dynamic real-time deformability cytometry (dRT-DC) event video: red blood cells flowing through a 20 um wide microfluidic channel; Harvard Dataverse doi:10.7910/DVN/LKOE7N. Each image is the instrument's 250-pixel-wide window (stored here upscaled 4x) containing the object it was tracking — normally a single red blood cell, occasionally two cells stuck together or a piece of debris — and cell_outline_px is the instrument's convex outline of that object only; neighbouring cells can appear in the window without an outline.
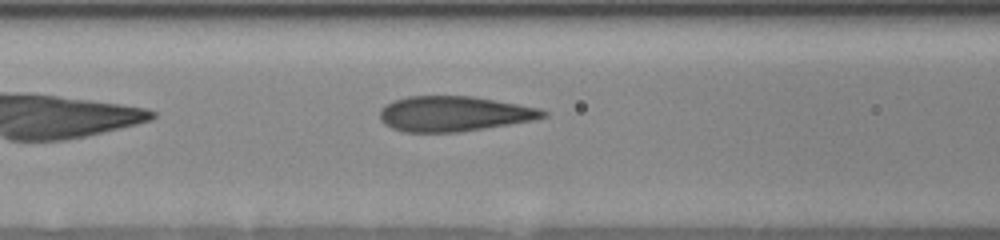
{"species": "human", "species_latin": "Homo sapiens", "temperature_condition": "room temperature", "stored_images_in_passage": 5, "camera_frame_rate_fps": 3000, "um_per_image_px": 0.085, "donor": {"sex": "female"}, "frame": {"image": 1, "passage_image": 4, "time_ms": 2.0, "image_size_px": [1000, 240], "cell_outline_px": [[548, 116], [532, 120], [460, 132], [404, 132], [392, 128], [384, 124], [380, 120], [380, 108], [396, 100], [408, 96], [472, 96], [540, 108], [548, 112]], "centroid_in_image_um": [38.58, 9.67], "position_along_channel_um": 128.0, "area_um2": 33.29}}